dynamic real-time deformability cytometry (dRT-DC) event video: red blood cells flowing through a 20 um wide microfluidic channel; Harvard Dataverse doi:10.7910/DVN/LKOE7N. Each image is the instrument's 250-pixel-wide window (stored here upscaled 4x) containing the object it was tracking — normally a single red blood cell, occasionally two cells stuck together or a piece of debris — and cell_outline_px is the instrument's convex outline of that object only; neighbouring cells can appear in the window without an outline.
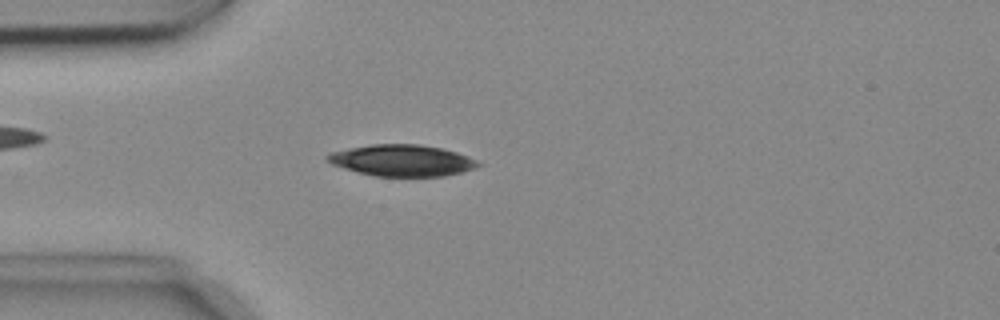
{"species": "common noctule bat (a hibernating species)", "species_latin": "Nyctalus noctula", "temperature_condition": "cold", "stored_images_in_passage": 46, "camera_frame_rate_fps": 3000, "um_per_image_px": 0.085, "animal": {"sex": "female", "body_mass_g": 18.4}, "frame": {"image": 1, "passage_image": 7, "time_ms": 2.0, "image_size_px": [1000, 320], "cell_outline_px": [[480, 164], [472, 168], [460, 172], [444, 176], [376, 176], [344, 168], [332, 164], [324, 160], [324, 156], [332, 152], [372, 144], [420, 144], [440, 148], [456, 152], [468, 156], [476, 160]], "centroid_in_image_um": [34.14, 13.63], "position_along_channel_um": 50.9, "area_um2": 27.22}}
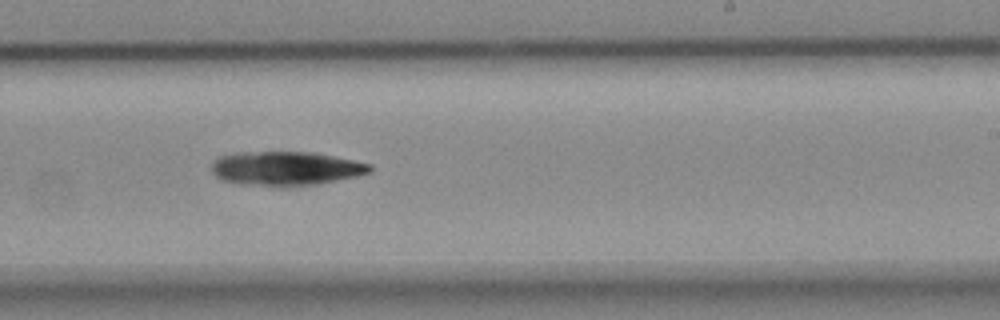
{"frame": {"image": 2, "passage_image": 25, "time_ms": 8.0, "image_size_px": [1000, 320], "cell_outline_px": [[372, 172], [356, 176], [316, 184], [284, 188], [280, 188], [240, 184], [220, 180], [212, 172], [212, 160], [220, 156], [232, 152], [316, 152], [372, 164]], "centroid_in_image_um": [24.26, 14.33], "position_along_channel_um": 264.7, "area_um2": 32.14}}
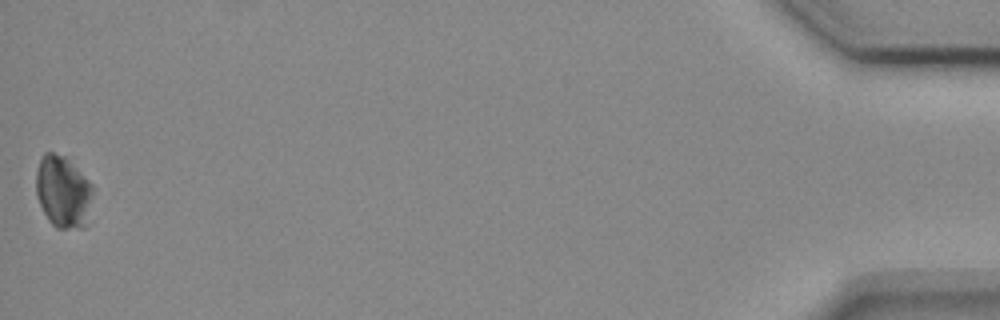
{"frame": {"image": 3, "passage_image": 46, "time_ms": 15.0, "image_size_px": [1000, 320], "cell_outline_px": [[92, 192], [84, 228], [56, 228], [48, 220], [36, 196], [36, 172], [40, 160], [44, 152], [52, 152], [64, 156], [92, 184]], "centroid_in_image_um": [5.32, 16.3], "position_along_channel_um": 429.9, "area_um2": 23.41}, "authors_computed_cell_mechanics": {"area_um2": 29.7381, "velocity_mm_per_s": 3.7169, "shape_relaxation_time_tau1_ms": 3.0637, "shape_relaxation_time_tau2_ms": null, "deformation_change_tau1": 0.0482, "deformation_change_tau2": null}}